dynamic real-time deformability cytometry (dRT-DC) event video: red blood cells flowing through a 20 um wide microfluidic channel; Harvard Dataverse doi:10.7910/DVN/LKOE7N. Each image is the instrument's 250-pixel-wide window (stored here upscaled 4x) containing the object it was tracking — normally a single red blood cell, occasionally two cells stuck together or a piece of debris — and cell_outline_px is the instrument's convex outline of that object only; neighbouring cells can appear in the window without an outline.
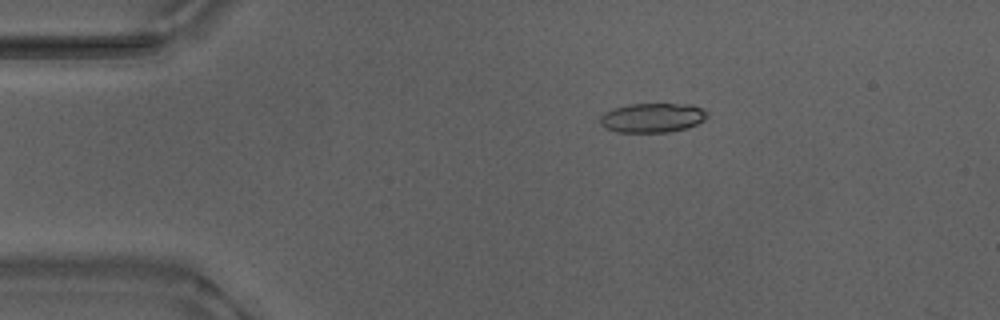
{"species": "Egyptian fruit bat (a non-hibernating species)", "species_latin": "Rousettus aegyptiacus", "temperature_condition": "warm", "stored_images_in_passage": 6, "camera_frame_rate_fps": 3000, "um_per_image_px": 0.085, "animal": {"sex": "male"}, "frame": {"image": 1, "passage_image": 2, "time_ms": 0.333, "image_size_px": [1000, 320], "cell_outline_px": [[708, 116], [704, 120], [696, 124], [684, 128], [668, 132], [616, 132], [604, 128], [600, 124], [600, 116], [604, 112], [628, 104], [692, 104], [704, 108], [708, 112]], "centroid_in_image_um": [55.46, 10.0], "position_along_channel_um": 29.5, "area_um2": 18.44}}